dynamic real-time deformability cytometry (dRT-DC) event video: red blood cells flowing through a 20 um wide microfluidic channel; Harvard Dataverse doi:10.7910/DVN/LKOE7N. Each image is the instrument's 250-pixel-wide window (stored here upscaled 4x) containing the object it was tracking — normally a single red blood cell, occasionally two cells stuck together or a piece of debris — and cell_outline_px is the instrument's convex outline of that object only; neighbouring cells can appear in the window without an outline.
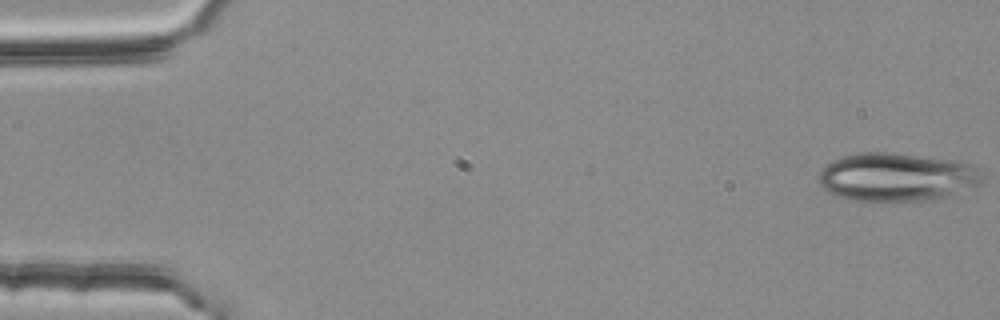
{"species": "common noctule bat (a hibernating species)", "species_latin": "Nyctalus noctula", "temperature_condition": "room temperature", "stored_images_in_passage": 5, "segment_of_instrument_passage": [2, 2], "camera_frame_rate_fps": 3000, "um_per_image_px": 0.085, "animal": {"sex": "female", "body_mass_g": 25.1}, "frame": {"image": 1, "passage_image": 5, "time_ms": 1.333, "image_size_px": [1000, 320], "cell_outline_px": [[980, 184], [940, 200], [848, 200], [824, 192], [820, 184], [820, 168], [824, 164], [832, 160], [856, 152], [892, 152], [964, 160], [980, 164]], "centroid_in_image_um": [76.26, 15.02], "position_along_channel_um": 8.7, "area_um2": 47.22}}